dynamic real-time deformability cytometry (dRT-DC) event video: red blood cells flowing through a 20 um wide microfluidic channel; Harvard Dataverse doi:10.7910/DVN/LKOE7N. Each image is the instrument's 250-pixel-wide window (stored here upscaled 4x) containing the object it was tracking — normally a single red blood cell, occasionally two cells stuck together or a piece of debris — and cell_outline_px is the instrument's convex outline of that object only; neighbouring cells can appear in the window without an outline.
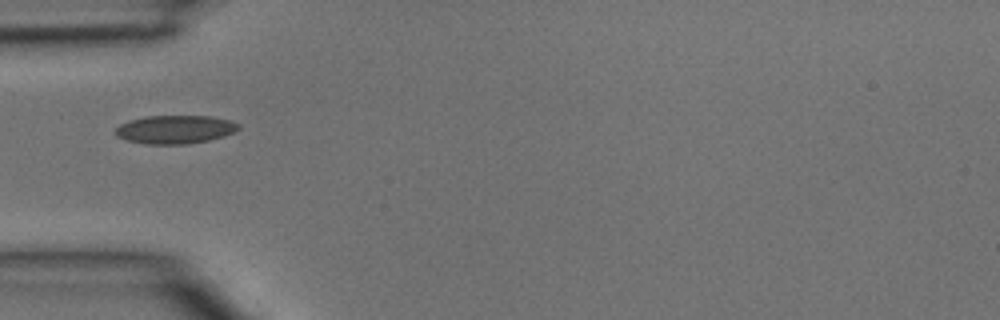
{"species": "common noctule bat (a hibernating species)", "species_latin": "Nyctalus noctula", "temperature_condition": "room temperature", "stored_images_in_passage": 4, "camera_frame_rate_fps": 3000, "um_per_image_px": 0.085, "animal": {"sex": "male", "body_mass_g": 15.6}, "frame": {"image": 1, "passage_image": 4, "time_ms": 1.0, "image_size_px": [1000, 320], "cell_outline_px": [[240, 128], [224, 136], [208, 140], [188, 144], [148, 144], [128, 140], [116, 136], [112, 132], [120, 124], [128, 120], [144, 116], [208, 116], [228, 120], [240, 124]], "centroid_in_image_um": [14.84, 11.0], "position_along_channel_um": 70.2, "area_um2": 20.35}}